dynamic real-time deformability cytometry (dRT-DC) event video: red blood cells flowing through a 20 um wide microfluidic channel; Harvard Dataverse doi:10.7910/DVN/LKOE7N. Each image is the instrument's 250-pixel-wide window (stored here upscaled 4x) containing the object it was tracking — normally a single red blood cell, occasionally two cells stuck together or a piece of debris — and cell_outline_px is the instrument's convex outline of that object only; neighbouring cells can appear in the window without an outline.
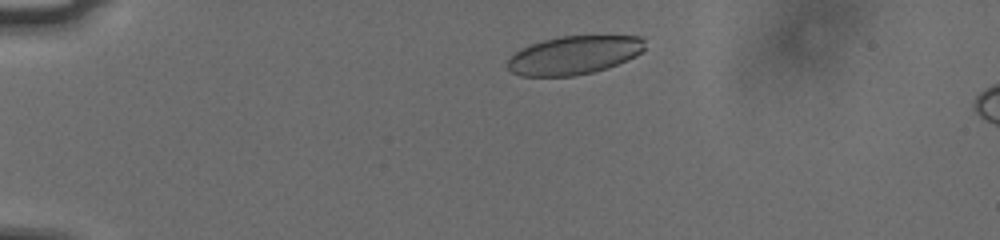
{"species": "human", "species_latin": "Homo sapiens", "temperature_condition": "cold", "stored_images_in_passage": 46, "camera_frame_rate_fps": 3000, "um_per_image_px": 0.085, "donor": {"sex": "male"}, "frame": {"image": 1, "passage_image": 3, "time_ms": 0.667, "image_size_px": [1000, 240], "cell_outline_px": [[644, 48], [636, 56], [628, 60], [608, 68], [592, 72], [572, 76], [520, 76], [512, 72], [508, 68], [508, 60], [520, 48], [528, 44], [560, 36], [644, 36]], "centroid_in_image_um": [48.79, 4.69], "position_along_channel_um": 36.2, "area_um2": 30.81}}
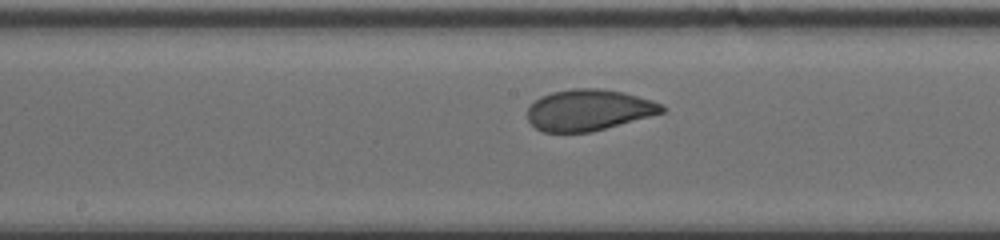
{"frame": {"image": 2, "passage_image": 21, "time_ms": 6.667, "image_size_px": [1000, 240], "cell_outline_px": [[668, 108], [664, 112], [592, 132], [544, 132], [536, 128], [528, 120], [528, 104], [540, 96], [552, 92], [572, 88], [600, 88], [624, 92], [652, 100], [664, 104]], "centroid_in_image_um": [50.04, 9.34], "position_along_channel_um": 198.2, "area_um2": 32.54}}
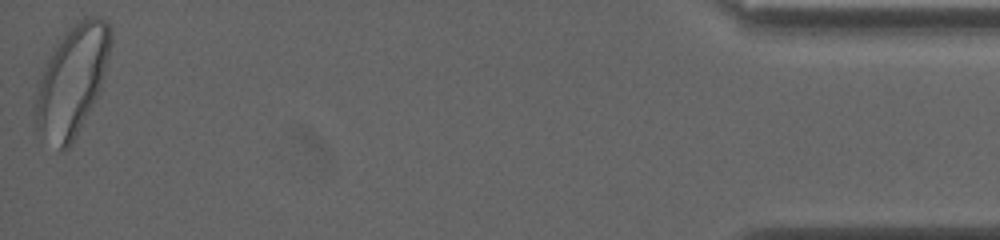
{"frame": {"image": 3, "passage_image": 46, "time_ms": 15.0, "image_size_px": [1000, 240], "cell_outline_px": [[112, 40], [100, 92], [72, 144], [68, 148], [60, 148], [36, 128], [32, 112], [32, 104], [36, 88], [44, 68], [48, 60], [60, 40], [80, 20], [88, 16], [100, 16], [108, 20], [112, 32]], "centroid_in_image_um": [6.14, 6.85], "position_along_channel_um": 429.1, "area_um2": 47.74}, "authors_computed_cell_mechanics": {"area_um2": 33.0905, "velocity_mm_per_s": 3.7493, "shape_relaxation_time_tau1_ms": 3.5514, "shape_relaxation_time_tau2_ms": null, "deformation_change_tau1": 0.1261, "deformation_change_tau2": null}}